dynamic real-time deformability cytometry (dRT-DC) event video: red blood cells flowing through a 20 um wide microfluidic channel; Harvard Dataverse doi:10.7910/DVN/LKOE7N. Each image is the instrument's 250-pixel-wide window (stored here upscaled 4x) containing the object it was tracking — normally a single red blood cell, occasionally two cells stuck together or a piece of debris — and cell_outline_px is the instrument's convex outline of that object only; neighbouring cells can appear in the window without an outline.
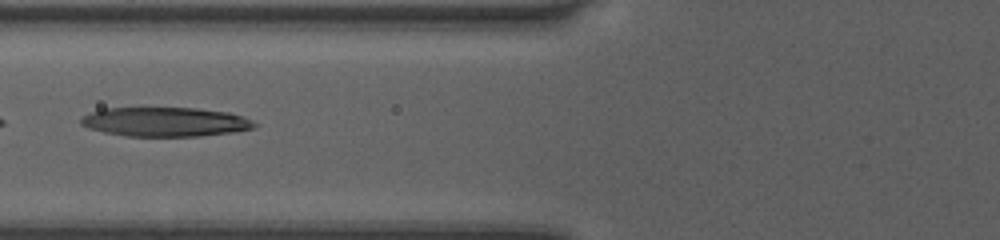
{"species": "human", "species_latin": "Homo sapiens", "temperature_condition": "room temperature", "stored_images_in_passage": 45, "segment_of_instrument_passage": [2, 2], "camera_frame_rate_fps": 3000, "um_per_image_px": 0.085, "donor": {"sex": "female"}, "frame": {"image": 1, "passage_image": 17, "time_ms": 5.333, "image_size_px": [1000, 240], "cell_outline_px": [[256, 124], [252, 128], [232, 132], [200, 136], [124, 136], [104, 132], [88, 128], [80, 124], [80, 120], [84, 116], [92, 112], [104, 108], [196, 108], [228, 112], [244, 116], [252, 120]], "centroid_in_image_um": [14.03, 10.36], "position_along_channel_um": 111.8, "area_um2": 29.48}}
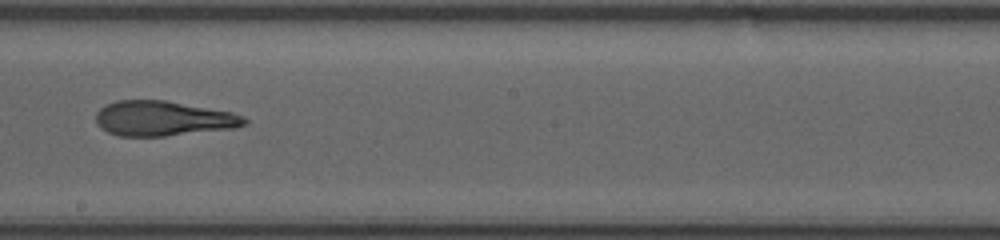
{"frame": {"image": 2, "passage_image": 26, "time_ms": 8.333, "image_size_px": [1000, 240], "cell_outline_px": [[248, 124], [236, 128], [164, 136], [120, 136], [108, 132], [100, 128], [96, 124], [96, 112], [104, 104], [116, 100], [164, 100], [232, 112], [244, 116], [248, 120]], "centroid_in_image_um": [13.86, 10.07], "position_along_channel_um": 234.3, "area_um2": 30.46}}
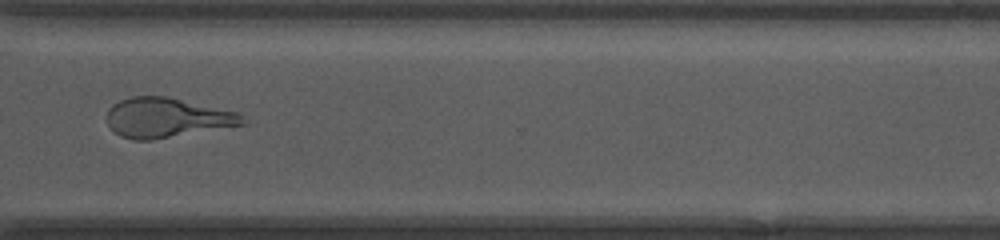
{"frame": {"image": 3, "passage_image": 35, "time_ms": 11.333, "image_size_px": [1000, 240], "cell_outline_px": [[248, 124], [152, 140], [132, 140], [120, 136], [108, 124], [104, 116], [108, 108], [112, 104], [120, 100], [132, 96], [164, 96], [236, 112]], "centroid_in_image_um": [14.11, 10.01], "position_along_channel_um": 356.5, "area_um2": 31.27}}